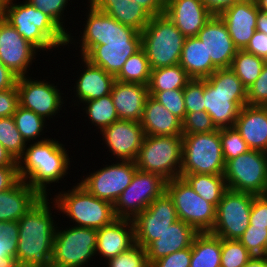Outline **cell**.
<instances>
[{"instance_id":"obj_19","label":"cell","mask_w":267,"mask_h":267,"mask_svg":"<svg viewBox=\"0 0 267 267\" xmlns=\"http://www.w3.org/2000/svg\"><path fill=\"white\" fill-rule=\"evenodd\" d=\"M39 51L0 16V61L18 77L29 76ZM38 58V59H37ZM37 59V60H36Z\"/></svg>"},{"instance_id":"obj_35","label":"cell","mask_w":267,"mask_h":267,"mask_svg":"<svg viewBox=\"0 0 267 267\" xmlns=\"http://www.w3.org/2000/svg\"><path fill=\"white\" fill-rule=\"evenodd\" d=\"M13 118L19 133L27 144L41 142L48 139L50 136L45 133H49L53 130L52 128L48 131L50 127H46L50 125L48 124L50 122L46 121L35 112L21 106L17 107L15 113L13 114Z\"/></svg>"},{"instance_id":"obj_4","label":"cell","mask_w":267,"mask_h":267,"mask_svg":"<svg viewBox=\"0 0 267 267\" xmlns=\"http://www.w3.org/2000/svg\"><path fill=\"white\" fill-rule=\"evenodd\" d=\"M1 16L41 53L40 57L49 55L46 62L51 60L50 55L54 51L61 50L54 53L56 57V53L66 52L62 50L66 49L68 35L49 16L26 0H3Z\"/></svg>"},{"instance_id":"obj_28","label":"cell","mask_w":267,"mask_h":267,"mask_svg":"<svg viewBox=\"0 0 267 267\" xmlns=\"http://www.w3.org/2000/svg\"><path fill=\"white\" fill-rule=\"evenodd\" d=\"M140 123L145 135H182V121L150 95L145 101Z\"/></svg>"},{"instance_id":"obj_37","label":"cell","mask_w":267,"mask_h":267,"mask_svg":"<svg viewBox=\"0 0 267 267\" xmlns=\"http://www.w3.org/2000/svg\"><path fill=\"white\" fill-rule=\"evenodd\" d=\"M266 60L245 50H237L231 70L248 90L259 77Z\"/></svg>"},{"instance_id":"obj_9","label":"cell","mask_w":267,"mask_h":267,"mask_svg":"<svg viewBox=\"0 0 267 267\" xmlns=\"http://www.w3.org/2000/svg\"><path fill=\"white\" fill-rule=\"evenodd\" d=\"M182 154V135H145L135 163L138 170L170 181L180 177Z\"/></svg>"},{"instance_id":"obj_47","label":"cell","mask_w":267,"mask_h":267,"mask_svg":"<svg viewBox=\"0 0 267 267\" xmlns=\"http://www.w3.org/2000/svg\"><path fill=\"white\" fill-rule=\"evenodd\" d=\"M153 98L181 121L186 115L183 89L157 92Z\"/></svg>"},{"instance_id":"obj_34","label":"cell","mask_w":267,"mask_h":267,"mask_svg":"<svg viewBox=\"0 0 267 267\" xmlns=\"http://www.w3.org/2000/svg\"><path fill=\"white\" fill-rule=\"evenodd\" d=\"M191 80L180 64L152 69L147 85L149 95L153 97L157 92L184 89Z\"/></svg>"},{"instance_id":"obj_41","label":"cell","mask_w":267,"mask_h":267,"mask_svg":"<svg viewBox=\"0 0 267 267\" xmlns=\"http://www.w3.org/2000/svg\"><path fill=\"white\" fill-rule=\"evenodd\" d=\"M253 257L239 240L221 238V267H245Z\"/></svg>"},{"instance_id":"obj_14","label":"cell","mask_w":267,"mask_h":267,"mask_svg":"<svg viewBox=\"0 0 267 267\" xmlns=\"http://www.w3.org/2000/svg\"><path fill=\"white\" fill-rule=\"evenodd\" d=\"M100 168L83 174L77 181L95 197L114 205L120 194L130 185L137 170L135 161L108 160ZM86 176V177H85Z\"/></svg>"},{"instance_id":"obj_22","label":"cell","mask_w":267,"mask_h":267,"mask_svg":"<svg viewBox=\"0 0 267 267\" xmlns=\"http://www.w3.org/2000/svg\"><path fill=\"white\" fill-rule=\"evenodd\" d=\"M258 11L255 0H241L219 14L238 50L246 48L256 31Z\"/></svg>"},{"instance_id":"obj_26","label":"cell","mask_w":267,"mask_h":267,"mask_svg":"<svg viewBox=\"0 0 267 267\" xmlns=\"http://www.w3.org/2000/svg\"><path fill=\"white\" fill-rule=\"evenodd\" d=\"M234 127L251 150L267 153V106H243Z\"/></svg>"},{"instance_id":"obj_50","label":"cell","mask_w":267,"mask_h":267,"mask_svg":"<svg viewBox=\"0 0 267 267\" xmlns=\"http://www.w3.org/2000/svg\"><path fill=\"white\" fill-rule=\"evenodd\" d=\"M191 247L178 250L153 262L150 267H189Z\"/></svg>"},{"instance_id":"obj_5","label":"cell","mask_w":267,"mask_h":267,"mask_svg":"<svg viewBox=\"0 0 267 267\" xmlns=\"http://www.w3.org/2000/svg\"><path fill=\"white\" fill-rule=\"evenodd\" d=\"M204 100L218 129L234 127L240 109L247 105V89L231 68L217 69L204 79Z\"/></svg>"},{"instance_id":"obj_43","label":"cell","mask_w":267,"mask_h":267,"mask_svg":"<svg viewBox=\"0 0 267 267\" xmlns=\"http://www.w3.org/2000/svg\"><path fill=\"white\" fill-rule=\"evenodd\" d=\"M224 161L231 160L250 150L240 132L235 127L219 129Z\"/></svg>"},{"instance_id":"obj_57","label":"cell","mask_w":267,"mask_h":267,"mask_svg":"<svg viewBox=\"0 0 267 267\" xmlns=\"http://www.w3.org/2000/svg\"><path fill=\"white\" fill-rule=\"evenodd\" d=\"M239 1L241 0H202L213 15H219L222 11Z\"/></svg>"},{"instance_id":"obj_12","label":"cell","mask_w":267,"mask_h":267,"mask_svg":"<svg viewBox=\"0 0 267 267\" xmlns=\"http://www.w3.org/2000/svg\"><path fill=\"white\" fill-rule=\"evenodd\" d=\"M230 190L265 195L267 191V153L249 150L225 161L223 172Z\"/></svg>"},{"instance_id":"obj_51","label":"cell","mask_w":267,"mask_h":267,"mask_svg":"<svg viewBox=\"0 0 267 267\" xmlns=\"http://www.w3.org/2000/svg\"><path fill=\"white\" fill-rule=\"evenodd\" d=\"M249 225L267 228V196H255L250 211Z\"/></svg>"},{"instance_id":"obj_11","label":"cell","mask_w":267,"mask_h":267,"mask_svg":"<svg viewBox=\"0 0 267 267\" xmlns=\"http://www.w3.org/2000/svg\"><path fill=\"white\" fill-rule=\"evenodd\" d=\"M31 75L32 73L30 76L18 77L19 106L35 112L46 121H51V119L53 121L58 116L63 118L64 116H61L60 111L64 109L62 112L68 113L65 110L67 109V100L70 97H66L65 93H62L64 91L61 90V86H58L60 83L51 80L53 77L50 80L48 77L42 80L41 76L40 79L38 76L37 78L33 77V79Z\"/></svg>"},{"instance_id":"obj_33","label":"cell","mask_w":267,"mask_h":267,"mask_svg":"<svg viewBox=\"0 0 267 267\" xmlns=\"http://www.w3.org/2000/svg\"><path fill=\"white\" fill-rule=\"evenodd\" d=\"M80 105L81 108L76 107L75 110L77 111L79 108L83 112L82 115L85 117L83 120L85 123L90 121H88L89 125L95 127L94 131L91 132L96 131L97 135L102 129L119 120L111 94L99 99L85 101Z\"/></svg>"},{"instance_id":"obj_1","label":"cell","mask_w":267,"mask_h":267,"mask_svg":"<svg viewBox=\"0 0 267 267\" xmlns=\"http://www.w3.org/2000/svg\"><path fill=\"white\" fill-rule=\"evenodd\" d=\"M86 3H82L87 5V10H81L86 17L80 24L79 36L75 31V35L70 32L66 49L72 52L74 48H80L78 56L116 77L127 59L142 48L141 33Z\"/></svg>"},{"instance_id":"obj_3","label":"cell","mask_w":267,"mask_h":267,"mask_svg":"<svg viewBox=\"0 0 267 267\" xmlns=\"http://www.w3.org/2000/svg\"><path fill=\"white\" fill-rule=\"evenodd\" d=\"M59 140L54 136L41 142L28 143L23 155L17 160L20 179L27 182L42 197H49L57 192L53 189L55 184L61 181L67 183L64 178H68V173L71 175L73 172L70 169L73 170L71 165L74 166L75 162L69 153L71 151Z\"/></svg>"},{"instance_id":"obj_64","label":"cell","mask_w":267,"mask_h":267,"mask_svg":"<svg viewBox=\"0 0 267 267\" xmlns=\"http://www.w3.org/2000/svg\"><path fill=\"white\" fill-rule=\"evenodd\" d=\"M265 257H267V237H266V245H265Z\"/></svg>"},{"instance_id":"obj_59","label":"cell","mask_w":267,"mask_h":267,"mask_svg":"<svg viewBox=\"0 0 267 267\" xmlns=\"http://www.w3.org/2000/svg\"><path fill=\"white\" fill-rule=\"evenodd\" d=\"M256 31L263 32L267 35V12L258 11L256 19Z\"/></svg>"},{"instance_id":"obj_53","label":"cell","mask_w":267,"mask_h":267,"mask_svg":"<svg viewBox=\"0 0 267 267\" xmlns=\"http://www.w3.org/2000/svg\"><path fill=\"white\" fill-rule=\"evenodd\" d=\"M244 50L266 60L267 35L263 32L255 31Z\"/></svg>"},{"instance_id":"obj_31","label":"cell","mask_w":267,"mask_h":267,"mask_svg":"<svg viewBox=\"0 0 267 267\" xmlns=\"http://www.w3.org/2000/svg\"><path fill=\"white\" fill-rule=\"evenodd\" d=\"M189 267H221V238L210 232L198 233L191 245Z\"/></svg>"},{"instance_id":"obj_40","label":"cell","mask_w":267,"mask_h":267,"mask_svg":"<svg viewBox=\"0 0 267 267\" xmlns=\"http://www.w3.org/2000/svg\"><path fill=\"white\" fill-rule=\"evenodd\" d=\"M0 143L16 161L23 155L27 143L19 133L13 116L0 118Z\"/></svg>"},{"instance_id":"obj_6","label":"cell","mask_w":267,"mask_h":267,"mask_svg":"<svg viewBox=\"0 0 267 267\" xmlns=\"http://www.w3.org/2000/svg\"><path fill=\"white\" fill-rule=\"evenodd\" d=\"M56 185L59 191L50 197L58 207L57 215L69 218V225L98 230L117 219L112 203L95 197L78 181L69 189L65 183L63 189Z\"/></svg>"},{"instance_id":"obj_21","label":"cell","mask_w":267,"mask_h":267,"mask_svg":"<svg viewBox=\"0 0 267 267\" xmlns=\"http://www.w3.org/2000/svg\"><path fill=\"white\" fill-rule=\"evenodd\" d=\"M197 37L204 43L207 56L218 69L231 67L238 49L219 15H213L199 30Z\"/></svg>"},{"instance_id":"obj_27","label":"cell","mask_w":267,"mask_h":267,"mask_svg":"<svg viewBox=\"0 0 267 267\" xmlns=\"http://www.w3.org/2000/svg\"><path fill=\"white\" fill-rule=\"evenodd\" d=\"M110 94L119 119L141 121L145 101L149 96L148 86L115 80Z\"/></svg>"},{"instance_id":"obj_42","label":"cell","mask_w":267,"mask_h":267,"mask_svg":"<svg viewBox=\"0 0 267 267\" xmlns=\"http://www.w3.org/2000/svg\"><path fill=\"white\" fill-rule=\"evenodd\" d=\"M26 1L30 3L32 6L41 10L47 16H49L67 35L70 32H73L72 28H70V31H69V27L66 28L68 26L67 19H69V17L66 18V15L69 12L67 11V9L71 7L70 5H72V2H74V0L73 1L72 0L71 1L70 0H26Z\"/></svg>"},{"instance_id":"obj_15","label":"cell","mask_w":267,"mask_h":267,"mask_svg":"<svg viewBox=\"0 0 267 267\" xmlns=\"http://www.w3.org/2000/svg\"><path fill=\"white\" fill-rule=\"evenodd\" d=\"M256 195L227 189L216 207L211 234L238 240L249 226L250 211Z\"/></svg>"},{"instance_id":"obj_29","label":"cell","mask_w":267,"mask_h":267,"mask_svg":"<svg viewBox=\"0 0 267 267\" xmlns=\"http://www.w3.org/2000/svg\"><path fill=\"white\" fill-rule=\"evenodd\" d=\"M42 196L24 180L0 192V221H18Z\"/></svg>"},{"instance_id":"obj_13","label":"cell","mask_w":267,"mask_h":267,"mask_svg":"<svg viewBox=\"0 0 267 267\" xmlns=\"http://www.w3.org/2000/svg\"><path fill=\"white\" fill-rule=\"evenodd\" d=\"M166 192L173 200L178 219L198 233L211 232L216 219V207L198 195L183 177L166 181Z\"/></svg>"},{"instance_id":"obj_23","label":"cell","mask_w":267,"mask_h":267,"mask_svg":"<svg viewBox=\"0 0 267 267\" xmlns=\"http://www.w3.org/2000/svg\"><path fill=\"white\" fill-rule=\"evenodd\" d=\"M135 245L134 224L130 219H115L97 230L95 255L106 262L109 258L126 252Z\"/></svg>"},{"instance_id":"obj_62","label":"cell","mask_w":267,"mask_h":267,"mask_svg":"<svg viewBox=\"0 0 267 267\" xmlns=\"http://www.w3.org/2000/svg\"><path fill=\"white\" fill-rule=\"evenodd\" d=\"M259 10L267 12V0H255Z\"/></svg>"},{"instance_id":"obj_54","label":"cell","mask_w":267,"mask_h":267,"mask_svg":"<svg viewBox=\"0 0 267 267\" xmlns=\"http://www.w3.org/2000/svg\"><path fill=\"white\" fill-rule=\"evenodd\" d=\"M19 180L18 166L0 167V192L12 188Z\"/></svg>"},{"instance_id":"obj_44","label":"cell","mask_w":267,"mask_h":267,"mask_svg":"<svg viewBox=\"0 0 267 267\" xmlns=\"http://www.w3.org/2000/svg\"><path fill=\"white\" fill-rule=\"evenodd\" d=\"M105 263L103 265L106 267H150L145 248L137 244L126 252L109 258Z\"/></svg>"},{"instance_id":"obj_48","label":"cell","mask_w":267,"mask_h":267,"mask_svg":"<svg viewBox=\"0 0 267 267\" xmlns=\"http://www.w3.org/2000/svg\"><path fill=\"white\" fill-rule=\"evenodd\" d=\"M183 93L186 113L205 111L204 79H192Z\"/></svg>"},{"instance_id":"obj_18","label":"cell","mask_w":267,"mask_h":267,"mask_svg":"<svg viewBox=\"0 0 267 267\" xmlns=\"http://www.w3.org/2000/svg\"><path fill=\"white\" fill-rule=\"evenodd\" d=\"M99 136L101 145L109 152L107 160L111 156L113 161H135L145 134L140 122L119 119L102 129Z\"/></svg>"},{"instance_id":"obj_52","label":"cell","mask_w":267,"mask_h":267,"mask_svg":"<svg viewBox=\"0 0 267 267\" xmlns=\"http://www.w3.org/2000/svg\"><path fill=\"white\" fill-rule=\"evenodd\" d=\"M18 106L17 85L11 89L0 91V118L13 116Z\"/></svg>"},{"instance_id":"obj_2","label":"cell","mask_w":267,"mask_h":267,"mask_svg":"<svg viewBox=\"0 0 267 267\" xmlns=\"http://www.w3.org/2000/svg\"><path fill=\"white\" fill-rule=\"evenodd\" d=\"M41 197L19 220L16 260L20 267H51L59 213L55 201ZM53 209V210H52Z\"/></svg>"},{"instance_id":"obj_46","label":"cell","mask_w":267,"mask_h":267,"mask_svg":"<svg viewBox=\"0 0 267 267\" xmlns=\"http://www.w3.org/2000/svg\"><path fill=\"white\" fill-rule=\"evenodd\" d=\"M266 237L267 228L249 225L238 240L253 256L265 257Z\"/></svg>"},{"instance_id":"obj_55","label":"cell","mask_w":267,"mask_h":267,"mask_svg":"<svg viewBox=\"0 0 267 267\" xmlns=\"http://www.w3.org/2000/svg\"><path fill=\"white\" fill-rule=\"evenodd\" d=\"M144 8L152 17L165 12L167 0H132Z\"/></svg>"},{"instance_id":"obj_58","label":"cell","mask_w":267,"mask_h":267,"mask_svg":"<svg viewBox=\"0 0 267 267\" xmlns=\"http://www.w3.org/2000/svg\"><path fill=\"white\" fill-rule=\"evenodd\" d=\"M18 166L17 161L9 154V152L0 143V167Z\"/></svg>"},{"instance_id":"obj_8","label":"cell","mask_w":267,"mask_h":267,"mask_svg":"<svg viewBox=\"0 0 267 267\" xmlns=\"http://www.w3.org/2000/svg\"><path fill=\"white\" fill-rule=\"evenodd\" d=\"M56 228L51 267H95L97 230L66 225ZM89 263V264H88Z\"/></svg>"},{"instance_id":"obj_25","label":"cell","mask_w":267,"mask_h":267,"mask_svg":"<svg viewBox=\"0 0 267 267\" xmlns=\"http://www.w3.org/2000/svg\"><path fill=\"white\" fill-rule=\"evenodd\" d=\"M198 232L187 223L178 219L167 227L159 239L152 241L146 248L148 264L168 256L192 245L194 237Z\"/></svg>"},{"instance_id":"obj_39","label":"cell","mask_w":267,"mask_h":267,"mask_svg":"<svg viewBox=\"0 0 267 267\" xmlns=\"http://www.w3.org/2000/svg\"><path fill=\"white\" fill-rule=\"evenodd\" d=\"M18 221H0V267H20L16 260Z\"/></svg>"},{"instance_id":"obj_36","label":"cell","mask_w":267,"mask_h":267,"mask_svg":"<svg viewBox=\"0 0 267 267\" xmlns=\"http://www.w3.org/2000/svg\"><path fill=\"white\" fill-rule=\"evenodd\" d=\"M180 177H183L198 195L215 207L228 189L223 175L180 174Z\"/></svg>"},{"instance_id":"obj_60","label":"cell","mask_w":267,"mask_h":267,"mask_svg":"<svg viewBox=\"0 0 267 267\" xmlns=\"http://www.w3.org/2000/svg\"><path fill=\"white\" fill-rule=\"evenodd\" d=\"M245 267H267V257L254 256Z\"/></svg>"},{"instance_id":"obj_10","label":"cell","mask_w":267,"mask_h":267,"mask_svg":"<svg viewBox=\"0 0 267 267\" xmlns=\"http://www.w3.org/2000/svg\"><path fill=\"white\" fill-rule=\"evenodd\" d=\"M181 174L223 175L225 161L219 129L182 135Z\"/></svg>"},{"instance_id":"obj_63","label":"cell","mask_w":267,"mask_h":267,"mask_svg":"<svg viewBox=\"0 0 267 267\" xmlns=\"http://www.w3.org/2000/svg\"><path fill=\"white\" fill-rule=\"evenodd\" d=\"M2 3H3V0H0V16L2 14Z\"/></svg>"},{"instance_id":"obj_30","label":"cell","mask_w":267,"mask_h":267,"mask_svg":"<svg viewBox=\"0 0 267 267\" xmlns=\"http://www.w3.org/2000/svg\"><path fill=\"white\" fill-rule=\"evenodd\" d=\"M179 64L192 79H205L218 69L198 37L185 38Z\"/></svg>"},{"instance_id":"obj_32","label":"cell","mask_w":267,"mask_h":267,"mask_svg":"<svg viewBox=\"0 0 267 267\" xmlns=\"http://www.w3.org/2000/svg\"><path fill=\"white\" fill-rule=\"evenodd\" d=\"M100 11L108 14L121 24L136 29L140 33L152 17L141 5L132 0L107 2Z\"/></svg>"},{"instance_id":"obj_17","label":"cell","mask_w":267,"mask_h":267,"mask_svg":"<svg viewBox=\"0 0 267 267\" xmlns=\"http://www.w3.org/2000/svg\"><path fill=\"white\" fill-rule=\"evenodd\" d=\"M177 220L173 200L165 191L132 220L135 244L146 248L152 241L159 239L167 227Z\"/></svg>"},{"instance_id":"obj_49","label":"cell","mask_w":267,"mask_h":267,"mask_svg":"<svg viewBox=\"0 0 267 267\" xmlns=\"http://www.w3.org/2000/svg\"><path fill=\"white\" fill-rule=\"evenodd\" d=\"M247 105L267 106V61L259 77L247 90Z\"/></svg>"},{"instance_id":"obj_7","label":"cell","mask_w":267,"mask_h":267,"mask_svg":"<svg viewBox=\"0 0 267 267\" xmlns=\"http://www.w3.org/2000/svg\"><path fill=\"white\" fill-rule=\"evenodd\" d=\"M141 36L151 69L179 64L186 37L164 13L151 17Z\"/></svg>"},{"instance_id":"obj_16","label":"cell","mask_w":267,"mask_h":267,"mask_svg":"<svg viewBox=\"0 0 267 267\" xmlns=\"http://www.w3.org/2000/svg\"><path fill=\"white\" fill-rule=\"evenodd\" d=\"M165 191V179L155 173L137 169L130 185L114 203L116 218L133 220Z\"/></svg>"},{"instance_id":"obj_56","label":"cell","mask_w":267,"mask_h":267,"mask_svg":"<svg viewBox=\"0 0 267 267\" xmlns=\"http://www.w3.org/2000/svg\"><path fill=\"white\" fill-rule=\"evenodd\" d=\"M18 76L0 61V91L11 89L17 85Z\"/></svg>"},{"instance_id":"obj_45","label":"cell","mask_w":267,"mask_h":267,"mask_svg":"<svg viewBox=\"0 0 267 267\" xmlns=\"http://www.w3.org/2000/svg\"><path fill=\"white\" fill-rule=\"evenodd\" d=\"M218 130L206 111L186 113L182 121V135L207 133Z\"/></svg>"},{"instance_id":"obj_61","label":"cell","mask_w":267,"mask_h":267,"mask_svg":"<svg viewBox=\"0 0 267 267\" xmlns=\"http://www.w3.org/2000/svg\"><path fill=\"white\" fill-rule=\"evenodd\" d=\"M85 1L89 2L97 10H100L107 2H120L127 0H85Z\"/></svg>"},{"instance_id":"obj_24","label":"cell","mask_w":267,"mask_h":267,"mask_svg":"<svg viewBox=\"0 0 267 267\" xmlns=\"http://www.w3.org/2000/svg\"><path fill=\"white\" fill-rule=\"evenodd\" d=\"M164 14L186 38L197 37L213 16L202 0H167Z\"/></svg>"},{"instance_id":"obj_20","label":"cell","mask_w":267,"mask_h":267,"mask_svg":"<svg viewBox=\"0 0 267 267\" xmlns=\"http://www.w3.org/2000/svg\"><path fill=\"white\" fill-rule=\"evenodd\" d=\"M75 55V56H74ZM73 56L78 59H75L76 61H79L80 68L77 69L76 73L72 72L73 77H77L75 79L69 80H75L74 83H72L69 87L71 89L65 88L67 86H64V91L66 93V89L71 91V94H69L70 97H72L71 102L68 101L70 106L75 108L80 107V104L89 101V100H95L99 99L102 96H106L111 93V89L113 86V83L115 82V77L108 72H106L103 68L97 67L92 65L87 59L84 57L77 56L75 53ZM81 59V60H80ZM81 61V62H80ZM82 65V66H81ZM81 69V70H80ZM78 74V75H75ZM73 88V89H72ZM73 90V91H72ZM72 93L74 95H72ZM72 95V96H71ZM72 104V105H71Z\"/></svg>"},{"instance_id":"obj_38","label":"cell","mask_w":267,"mask_h":267,"mask_svg":"<svg viewBox=\"0 0 267 267\" xmlns=\"http://www.w3.org/2000/svg\"><path fill=\"white\" fill-rule=\"evenodd\" d=\"M151 67L143 48L131 55L124 63L123 68L115 77V80L124 83H138L148 85Z\"/></svg>"}]
</instances>
